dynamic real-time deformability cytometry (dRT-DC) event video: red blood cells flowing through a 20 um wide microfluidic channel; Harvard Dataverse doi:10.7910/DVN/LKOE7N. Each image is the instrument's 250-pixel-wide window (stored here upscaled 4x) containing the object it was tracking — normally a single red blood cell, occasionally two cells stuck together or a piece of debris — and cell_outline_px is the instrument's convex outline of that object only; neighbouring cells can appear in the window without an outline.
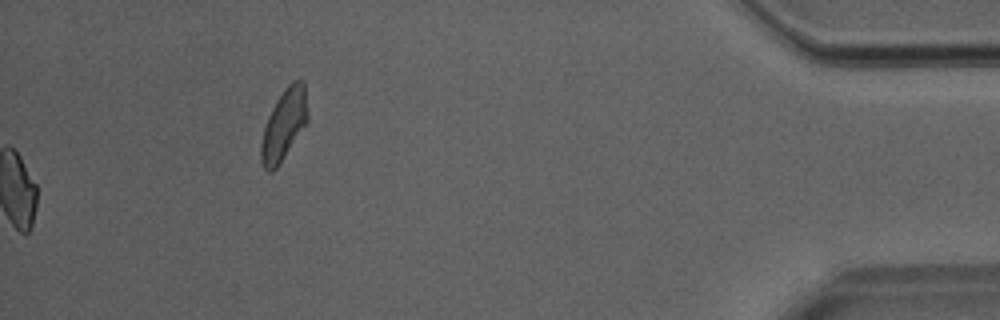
{"species": "Egyptian fruit bat (a non-hibernating species)", "species_latin": "Rousettus aegyptiacus", "temperature_condition": "room temperature", "stored_images_in_passage": 44, "camera_frame_rate_fps": 3000, "um_per_image_px": 0.085, "animal": {"sex": "male"}, "frame": {"image": 1, "passage_image": 44, "time_ms": 14.333, "image_size_px": [1000, 320], "cell_outline_px": [[308, 120], [276, 168], [272, 172], [268, 172], [264, 168], [260, 160], [260, 144], [264, 128], [268, 116], [276, 100], [284, 88], [292, 80], [304, 80], [308, 112]], "centroid_in_image_um": [24.12, 10.57], "position_along_channel_um": 411.1, "area_um2": 19.13}}